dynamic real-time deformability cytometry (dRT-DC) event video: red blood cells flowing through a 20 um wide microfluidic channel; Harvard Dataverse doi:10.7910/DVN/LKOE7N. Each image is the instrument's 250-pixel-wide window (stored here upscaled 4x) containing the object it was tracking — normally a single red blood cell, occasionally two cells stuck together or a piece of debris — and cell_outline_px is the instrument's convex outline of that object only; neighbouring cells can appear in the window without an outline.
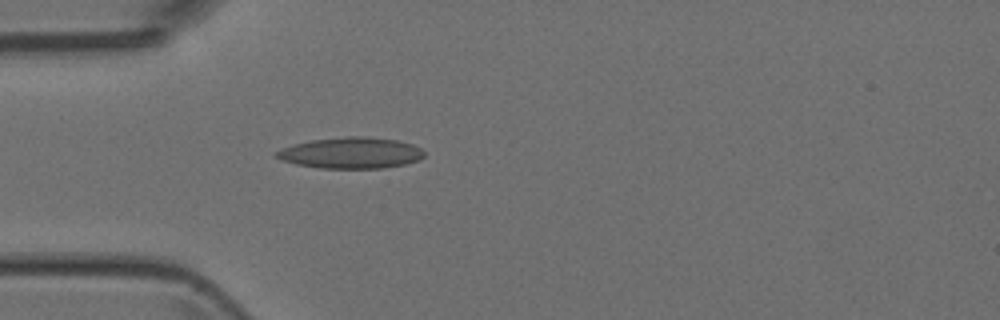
{"species": "Egyptian fruit bat (a non-hibernating species)", "species_latin": "Rousettus aegyptiacus", "temperature_condition": "room temperature", "stored_images_in_passage": 1, "camera_frame_rate_fps": 3000, "um_per_image_px": 0.085, "animal": {"sex": "female"}, "frame": {"image": 1, "passage_image": 1, "time_ms": 0.0, "image_size_px": [1000, 320], "cell_outline_px": [[424, 156], [420, 160], [404, 164], [384, 168], [320, 168], [296, 164], [284, 160], [276, 156], [276, 152], [292, 144], [312, 140], [344, 136], [368, 136], [396, 140], [412, 144], [420, 148], [424, 152]], "centroid_in_image_um": [29.87, 12.99], "position_along_channel_um": 55.1, "area_um2": 26.7}}